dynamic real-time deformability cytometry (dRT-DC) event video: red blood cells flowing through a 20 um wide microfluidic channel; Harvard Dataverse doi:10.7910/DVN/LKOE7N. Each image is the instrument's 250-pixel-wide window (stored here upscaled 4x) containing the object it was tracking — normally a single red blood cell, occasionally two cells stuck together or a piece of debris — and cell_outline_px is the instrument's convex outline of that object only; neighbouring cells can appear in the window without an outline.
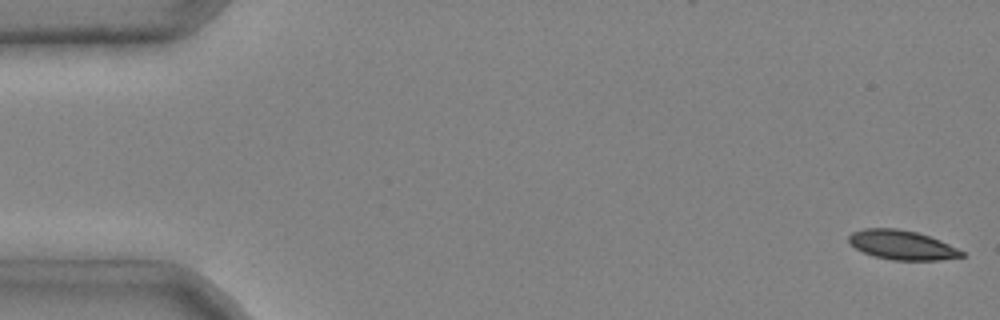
{"species": "common noctule bat (a hibernating species)", "species_latin": "Nyctalus noctula", "temperature_condition": "cold", "stored_images_in_passage": 4, "camera_frame_rate_fps": 3000, "um_per_image_px": 0.085, "animal": {"sex": "male", "body_mass_g": 20.4}, "frame": {"image": 1, "passage_image": 1, "time_ms": 0.0, "image_size_px": [1000, 320], "cell_outline_px": [[964, 256], [936, 260], [892, 260], [876, 256], [864, 252], [856, 248], [848, 240], [848, 236], [852, 232], [864, 228], [896, 228], [916, 232], [940, 240], [964, 252]], "centroid_in_image_um": [76.65, 20.81], "position_along_channel_um": 8.4, "area_um2": 19.02}}
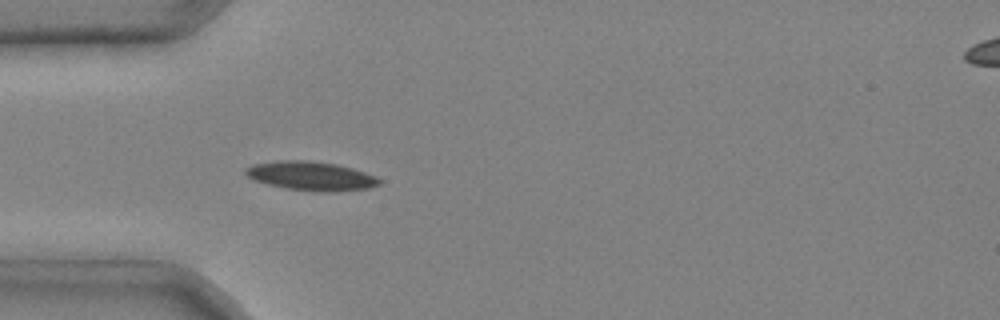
{"frame": {"image": 2, "passage_image": 4, "time_ms": 1.0, "image_size_px": [1000, 320], "cell_outline_px": [[380, 184], [368, 188], [336, 192], [320, 192], [288, 188], [268, 184], [256, 180], [248, 176], [244, 172], [244, 168], [252, 164], [276, 160], [308, 160], [336, 164], [352, 168], [376, 176], [380, 180]], "centroid_in_image_um": [26.43, 14.95], "position_along_channel_um": 58.6, "area_um2": 22.54}}